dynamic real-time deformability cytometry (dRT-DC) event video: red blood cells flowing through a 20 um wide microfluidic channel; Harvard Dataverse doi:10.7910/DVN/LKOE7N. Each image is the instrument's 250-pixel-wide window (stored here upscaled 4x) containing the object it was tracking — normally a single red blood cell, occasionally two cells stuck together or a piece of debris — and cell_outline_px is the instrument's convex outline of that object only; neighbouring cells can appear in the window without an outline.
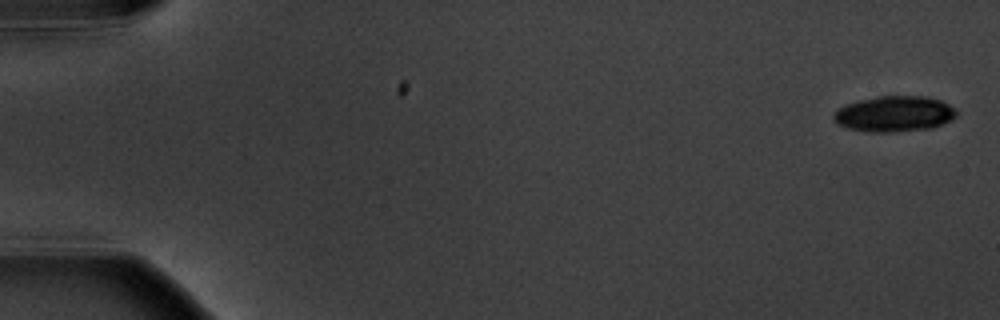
{"species": "common noctule bat (a hibernating species)", "species_latin": "Nyctalus noctula", "temperature_condition": "warm", "stored_images_in_passage": 5, "camera_frame_rate_fps": 3000, "um_per_image_px": 0.085, "animal": {"sex": "male", "body_mass_g": 20.1, "forearm_length_mm": 53.5}, "frame": {"image": 1, "passage_image": 1, "time_ms": 0.0, "image_size_px": [1000, 320], "cell_outline_px": [[956, 116], [952, 120], [932, 128], [892, 132], [872, 132], [848, 128], [836, 124], [832, 116], [836, 108], [860, 100], [876, 96], [924, 96], [940, 100], [948, 104], [956, 112]], "centroid_in_image_um": [75.99, 9.68], "position_along_channel_um": 9.0, "area_um2": 25.55}}
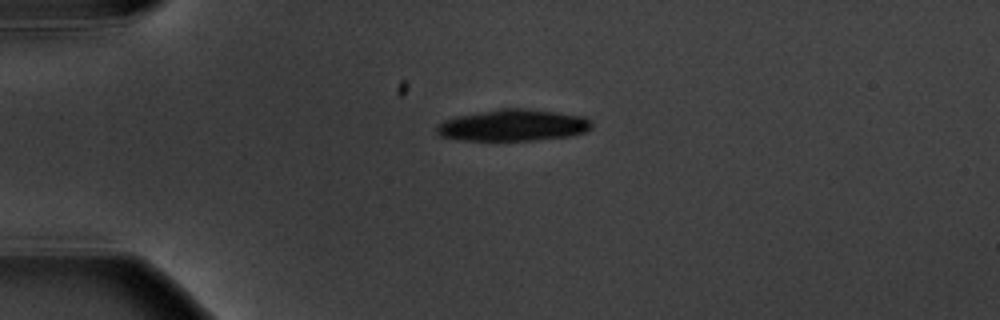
{"frame": {"image": 2, "passage_image": 4, "time_ms": 4.333, "image_size_px": [1000, 320], "cell_outline_px": [[592, 128], [584, 132], [568, 136], [532, 140], [460, 140], [440, 136], [436, 132], [436, 124], [444, 120], [456, 116], [500, 108], [524, 108], [556, 112], [584, 116], [592, 124]], "centroid_in_image_um": [43.57, 10.64], "position_along_channel_um": 41.4, "area_um2": 28.5}}